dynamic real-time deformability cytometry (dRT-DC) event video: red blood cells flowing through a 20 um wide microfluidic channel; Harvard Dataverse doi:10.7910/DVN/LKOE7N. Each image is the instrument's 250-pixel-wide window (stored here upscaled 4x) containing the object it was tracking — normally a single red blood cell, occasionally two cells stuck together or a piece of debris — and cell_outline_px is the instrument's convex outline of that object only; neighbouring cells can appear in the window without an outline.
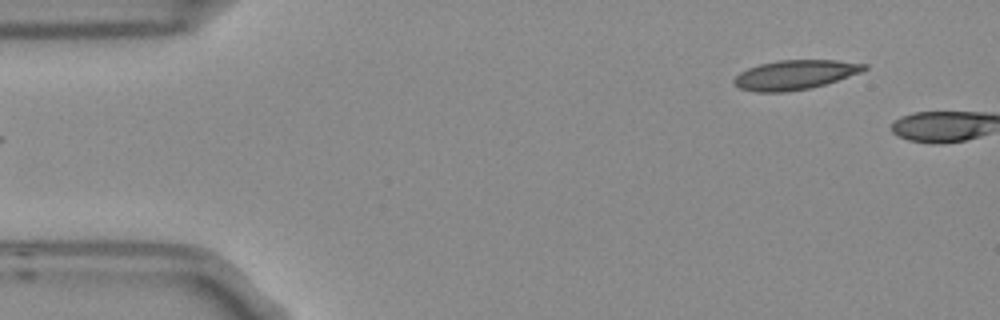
{"species": "Egyptian fruit bat (a non-hibernating species)", "species_latin": "Rousettus aegyptiacus", "temperature_condition": "room temperature", "stored_images_in_passage": 2, "camera_frame_rate_fps": 3000, "um_per_image_px": 0.085, "frame": {"image": 1, "passage_image": 1, "time_ms": 0.0, "image_size_px": [1000, 320], "cell_outline_px": [[868, 68], [860, 72], [824, 84], [808, 88], [788, 92], [756, 92], [740, 88], [732, 80], [740, 72], [748, 68], [760, 64], [776, 60], [836, 60], [868, 64]], "centroid_in_image_um": [67.56, 6.35], "position_along_channel_um": 17.4, "area_um2": 22.14}}